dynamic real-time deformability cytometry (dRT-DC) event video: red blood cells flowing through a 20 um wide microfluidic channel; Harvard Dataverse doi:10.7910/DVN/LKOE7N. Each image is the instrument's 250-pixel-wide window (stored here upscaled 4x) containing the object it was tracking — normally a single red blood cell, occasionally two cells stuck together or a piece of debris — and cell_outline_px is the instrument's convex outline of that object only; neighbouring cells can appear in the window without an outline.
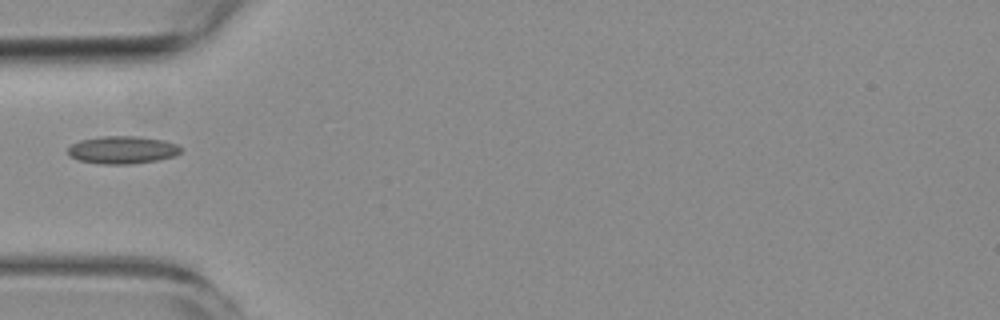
{"species": "common noctule bat (a hibernating species)", "species_latin": "Nyctalus noctula", "temperature_condition": "room temperature", "stored_images_in_passage": 2, "camera_frame_rate_fps": 3000, "um_per_image_px": 0.085, "animal": {"sex": "female", "body_mass_g": 19.3, "forearm_length_mm": 54.1}, "frame": {"image": 1, "passage_image": 1, "time_ms": 0.0, "image_size_px": [1000, 320], "cell_outline_px": [[180, 152], [172, 156], [156, 160], [128, 164], [100, 164], [80, 160], [68, 156], [68, 148], [72, 144], [80, 140], [100, 136], [140, 136], [164, 140], [176, 144], [180, 148]], "centroid_in_image_um": [10.36, 12.73], "position_along_channel_um": 74.6, "area_um2": 18.09}}
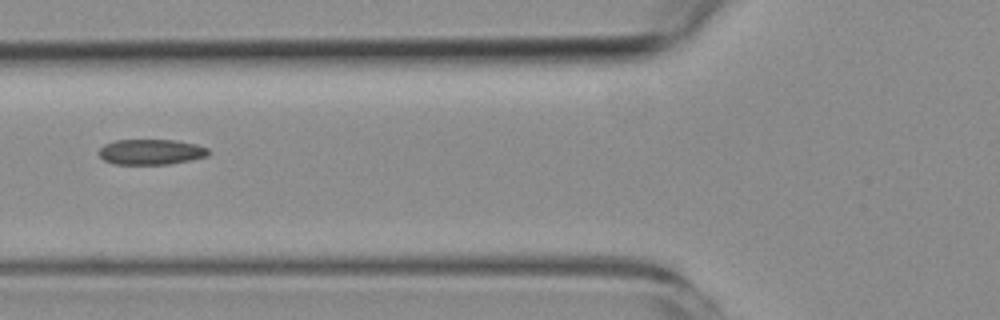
{"frame": {"image": 2, "passage_image": 2, "time_ms": 1.0, "image_size_px": [1000, 320], "cell_outline_px": [[212, 152], [208, 156], [192, 160], [168, 164], [112, 164], [104, 160], [100, 156], [100, 148], [104, 144], [116, 140], [176, 140], [196, 144], [208, 148]], "centroid_in_image_um": [12.88, 12.91], "position_along_channel_um": 112.9, "area_um2": 16.36}}